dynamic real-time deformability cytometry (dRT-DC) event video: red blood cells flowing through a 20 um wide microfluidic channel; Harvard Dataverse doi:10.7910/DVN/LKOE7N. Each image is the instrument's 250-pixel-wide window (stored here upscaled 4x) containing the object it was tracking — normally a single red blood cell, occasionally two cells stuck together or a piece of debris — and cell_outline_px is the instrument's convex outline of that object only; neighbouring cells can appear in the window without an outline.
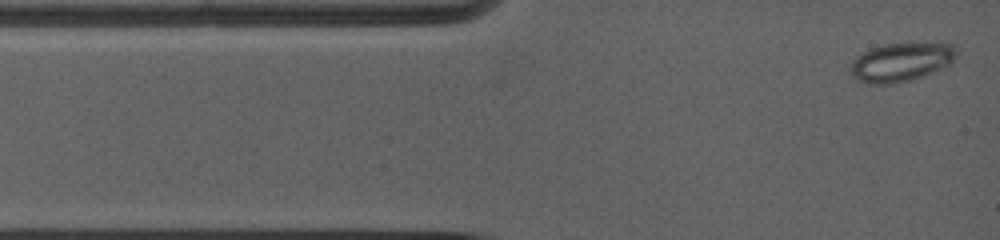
{"species": "common noctule bat (a hibernating species)", "species_latin": "Nyctalus noctula", "temperature_condition": "warm", "stored_images_in_passage": 12, "camera_frame_rate_fps": 5000, "um_per_image_px": 0.085, "animal": {"sex": "female", "body_mass_g": 19.0, "forearm_length_mm": 53.3}, "frame": {"image": 1, "passage_image": 1, "time_ms": 0.0, "image_size_px": [1000, 240], "cell_outline_px": [[956, 52], [952, 60], [948, 64], [912, 80], [892, 84], [868, 84], [856, 80], [848, 72], [848, 68], [852, 60], [856, 56], [872, 48], [884, 44], [936, 40], [948, 40], [956, 48]], "centroid_in_image_um": [76.58, 5.23], "position_along_channel_um": 8.4, "area_um2": 24.74}}
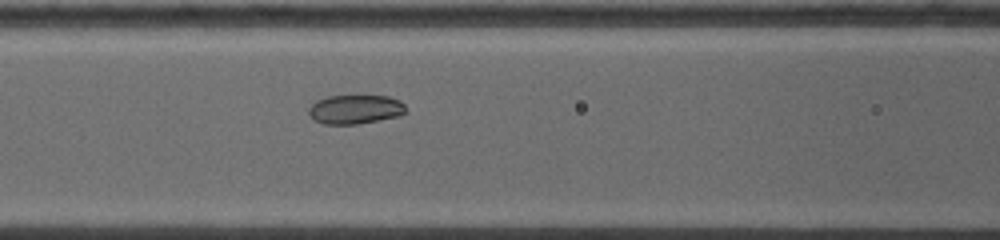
{"frame": {"image": 2, "passage_image": 9, "time_ms": 4.4, "image_size_px": [1000, 240], "cell_outline_px": [[408, 112], [400, 116], [356, 124], [324, 124], [312, 120], [308, 112], [308, 108], [316, 100], [328, 96], [388, 96], [400, 100], [404, 104]], "centroid_in_image_um": [30.2, 9.3], "position_along_channel_um": 136.4, "area_um2": 16.65}}
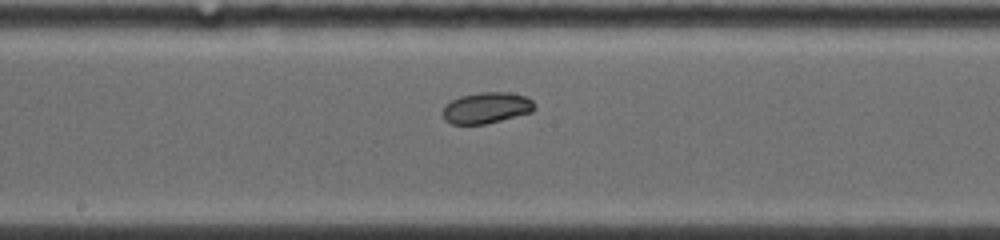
{"frame": {"image": 3, "passage_image": 12, "time_ms": 6.2, "image_size_px": [1000, 240], "cell_outline_px": [[536, 108], [532, 112], [484, 124], [452, 124], [444, 120], [440, 112], [452, 100], [460, 96], [480, 92], [504, 92], [528, 96], [536, 104]], "centroid_in_image_um": [41.36, 9.16], "position_along_channel_um": 206.8, "area_um2": 16.7}}